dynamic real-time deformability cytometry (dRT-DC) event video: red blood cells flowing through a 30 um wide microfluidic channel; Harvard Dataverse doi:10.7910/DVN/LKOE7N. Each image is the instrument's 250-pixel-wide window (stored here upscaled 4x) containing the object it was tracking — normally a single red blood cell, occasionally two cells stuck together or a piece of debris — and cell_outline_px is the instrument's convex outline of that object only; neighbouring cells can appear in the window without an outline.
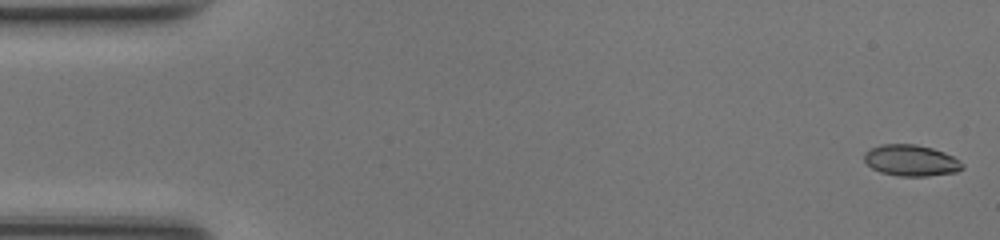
{"species": "common noctule bat (a hibernating species)", "species_latin": "Nyctalus noctula", "temperature_condition": "room temperature", "stored_images_in_passage": 49, "camera_frame_rate_fps": 3000, "um_per_image_px": 0.085, "animal": {"sex": "female", "body_mass_g": 17.0, "forearm_length_mm": 48.0}, "frame": {"image": 1, "passage_image": 1, "time_ms": 0.0, "image_size_px": [1000, 240], "cell_outline_px": [[964, 168], [956, 172], [928, 176], [900, 176], [880, 172], [872, 168], [864, 160], [864, 152], [880, 144], [916, 144], [932, 148], [944, 152], [960, 160], [964, 164]], "centroid_in_image_um": [77.45, 13.64], "position_along_channel_um": 7.5, "area_um2": 17.92}}
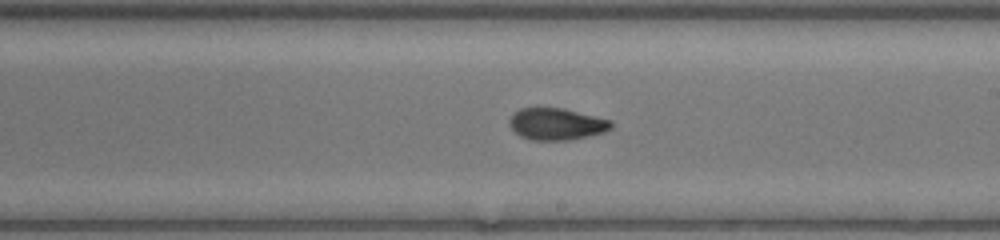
{"frame": {"image": 2, "passage_image": 28, "time_ms": 9.0, "image_size_px": [1000, 240], "cell_outline_px": [[612, 128], [604, 132], [572, 140], [528, 140], [520, 136], [508, 124], [508, 120], [520, 108], [564, 108], [612, 120]], "centroid_in_image_um": [47.32, 10.55], "position_along_channel_um": 241.7, "area_um2": 18.96}}
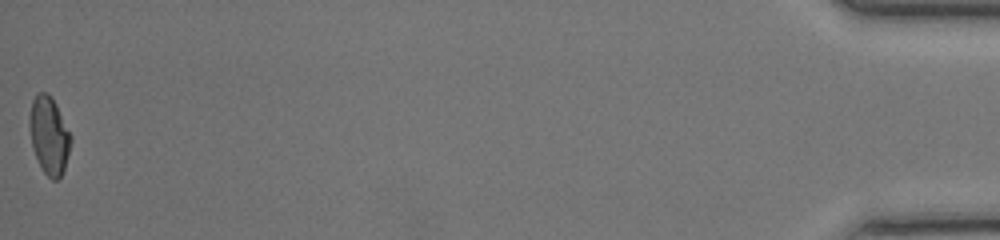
{"frame": {"image": 3, "passage_image": 49, "time_ms": 16.0, "image_size_px": [1000, 240], "cell_outline_px": [[72, 140], [64, 168], [60, 176], [56, 180], [52, 180], [44, 172], [32, 148], [28, 124], [28, 116], [32, 100], [36, 92], [44, 92], [56, 104], [72, 136]], "centroid_in_image_um": [4.15, 11.49], "position_along_channel_um": 431.1, "area_um2": 18.61}, "authors_computed_cell_mechanics": {"area_um2": 18.6694, "velocity_mm_per_s": 4.2424, "shape_relaxation_time_tau1_ms": 8.8447, "shape_relaxation_time_tau2_ms": 1.751, "deformation_change_tau1": 0.242, "deformation_change_tau2": 0.0587}}